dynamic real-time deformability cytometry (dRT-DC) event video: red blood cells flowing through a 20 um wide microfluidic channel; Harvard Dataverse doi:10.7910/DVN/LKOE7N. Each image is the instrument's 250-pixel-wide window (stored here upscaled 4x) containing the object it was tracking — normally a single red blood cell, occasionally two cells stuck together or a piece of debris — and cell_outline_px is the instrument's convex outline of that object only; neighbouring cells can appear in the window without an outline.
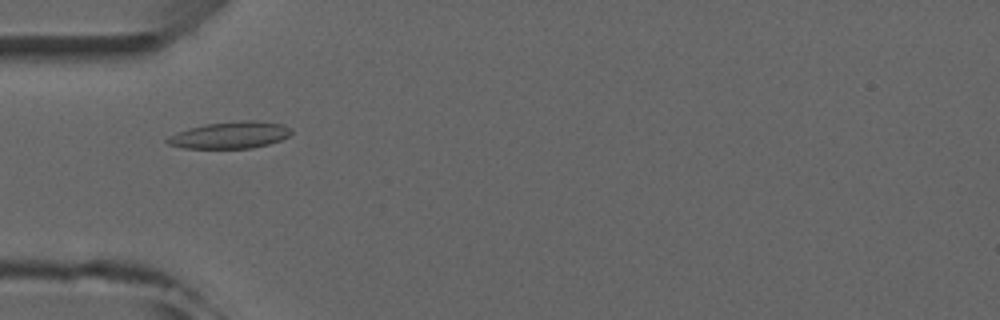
{"species": "common noctule bat (a hibernating species)", "species_latin": "Nyctalus noctula", "temperature_condition": "room temperature", "stored_images_in_passage": 8, "camera_frame_rate_fps": 3000, "um_per_image_px": 0.085, "animal": {"sex": "male", "forearm_length_mm": 52.5}, "frame": {"image": 1, "passage_image": 6, "time_ms": 5.667, "image_size_px": [1000, 320], "cell_outline_px": [[292, 132], [288, 136], [280, 140], [268, 144], [252, 148], [184, 148], [168, 144], [164, 140], [176, 132], [188, 128], [204, 124], [240, 120], [256, 120], [284, 124], [292, 128]], "centroid_in_image_um": [19.57, 11.47], "position_along_channel_um": 65.4, "area_um2": 19.54}}
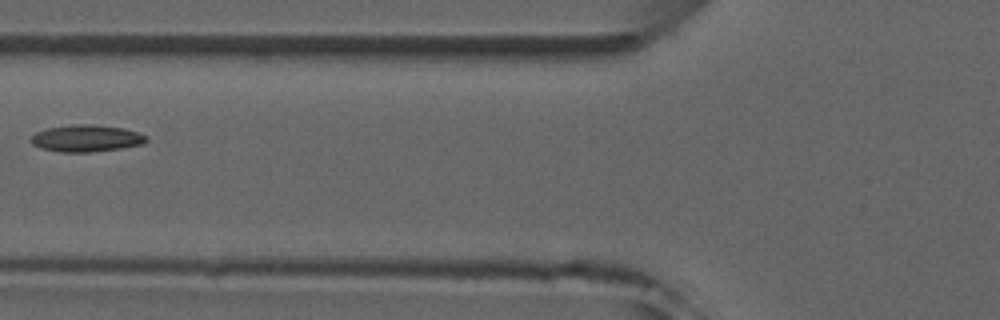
{"frame": {"image": 2, "passage_image": 7, "time_ms": 7.0, "image_size_px": [1000, 320], "cell_outline_px": [[148, 140], [144, 144], [120, 148], [92, 152], [60, 152], [40, 148], [32, 144], [28, 140], [36, 132], [48, 128], [68, 124], [96, 124], [124, 128], [148, 136]], "centroid_in_image_um": [7.33, 11.75], "position_along_channel_um": 118.5, "area_um2": 18.32}}
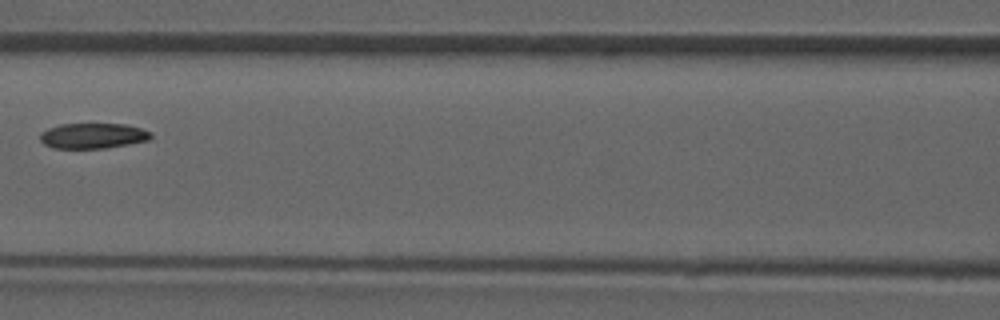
{"frame": {"image": 3, "passage_image": 8, "time_ms": 8.0, "image_size_px": [1000, 320], "cell_outline_px": [[152, 136], [148, 140], [128, 144], [104, 148], [52, 148], [44, 144], [40, 140], [40, 132], [48, 128], [60, 124], [124, 124], [140, 128], [152, 132]], "centroid_in_image_um": [7.87, 11.54], "position_along_channel_um": 158.7, "area_um2": 16.36}}